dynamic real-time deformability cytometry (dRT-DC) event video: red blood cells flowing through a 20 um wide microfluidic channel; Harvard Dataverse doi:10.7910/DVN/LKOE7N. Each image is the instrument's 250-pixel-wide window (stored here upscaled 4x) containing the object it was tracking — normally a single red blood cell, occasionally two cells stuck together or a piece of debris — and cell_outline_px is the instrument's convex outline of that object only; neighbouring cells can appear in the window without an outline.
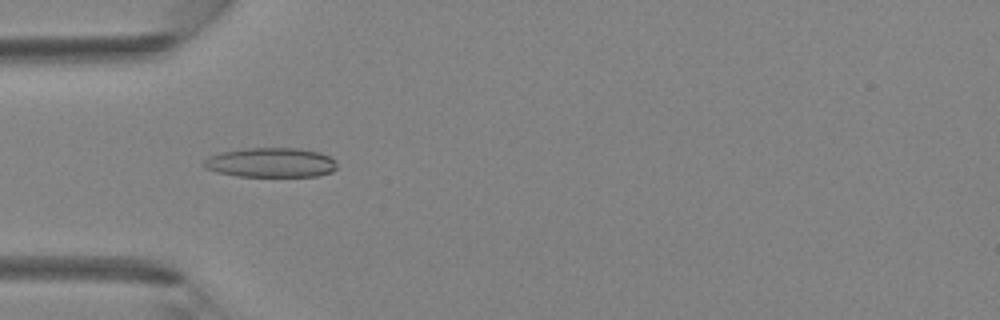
{"species": "Egyptian fruit bat (a non-hibernating species)", "species_latin": "Rousettus aegyptiacus", "temperature_condition": "room temperature", "stored_images_in_passage": 40, "camera_frame_rate_fps": 3000, "um_per_image_px": 0.085, "animal": {"sex": "female"}, "frame": {"image": 1, "passage_image": 12, "time_ms": 3.667, "image_size_px": [1000, 320], "cell_outline_px": [[336, 168], [332, 172], [316, 176], [236, 176], [216, 172], [204, 168], [204, 160], [208, 156], [224, 152], [248, 148], [296, 148], [320, 152], [336, 160]], "centroid_in_image_um": [23.03, 13.82], "position_along_channel_um": 62.0, "area_um2": 22.89}}
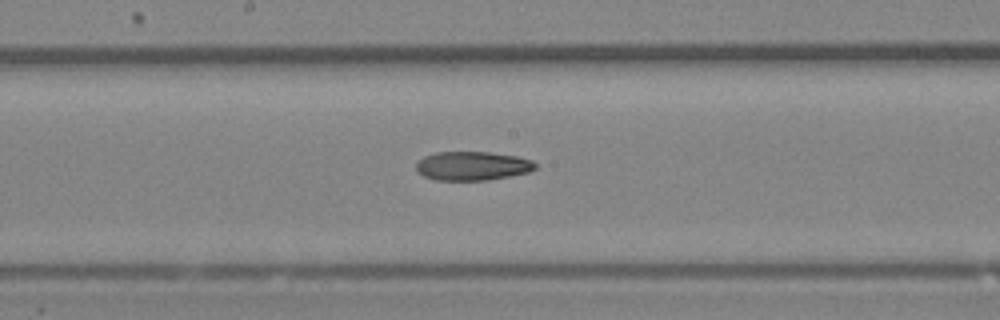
{"frame": {"image": 2, "passage_image": 21, "time_ms": 6.667, "image_size_px": [1000, 320], "cell_outline_px": [[536, 168], [528, 172], [488, 180], [436, 180], [424, 176], [416, 172], [416, 160], [424, 156], [436, 152], [488, 152], [516, 156], [532, 160], [536, 164]], "centroid_in_image_um": [40.1, 14.1], "position_along_channel_um": 208.1, "area_um2": 20.11}}
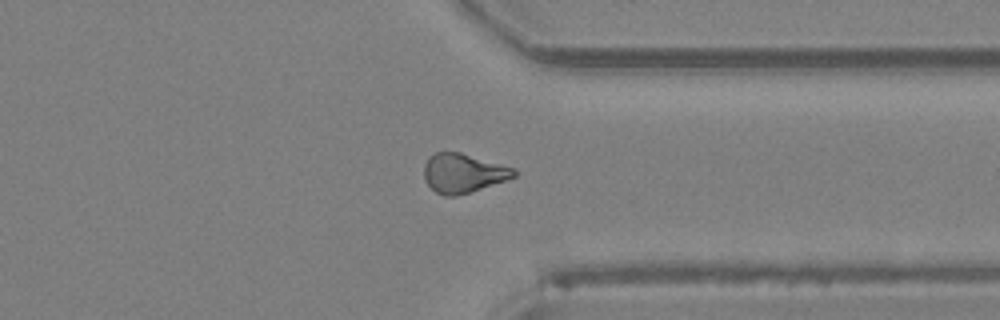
{"frame": {"image": 3, "passage_image": 31, "time_ms": 10.0, "image_size_px": [1000, 320], "cell_outline_px": [[520, 172], [516, 176], [508, 180], [456, 196], [444, 196], [436, 192], [428, 184], [424, 176], [424, 164], [428, 156], [436, 152], [460, 152], [516, 168]], "centroid_in_image_um": [39.41, 14.71], "position_along_channel_um": 372.0, "area_um2": 20.69}}